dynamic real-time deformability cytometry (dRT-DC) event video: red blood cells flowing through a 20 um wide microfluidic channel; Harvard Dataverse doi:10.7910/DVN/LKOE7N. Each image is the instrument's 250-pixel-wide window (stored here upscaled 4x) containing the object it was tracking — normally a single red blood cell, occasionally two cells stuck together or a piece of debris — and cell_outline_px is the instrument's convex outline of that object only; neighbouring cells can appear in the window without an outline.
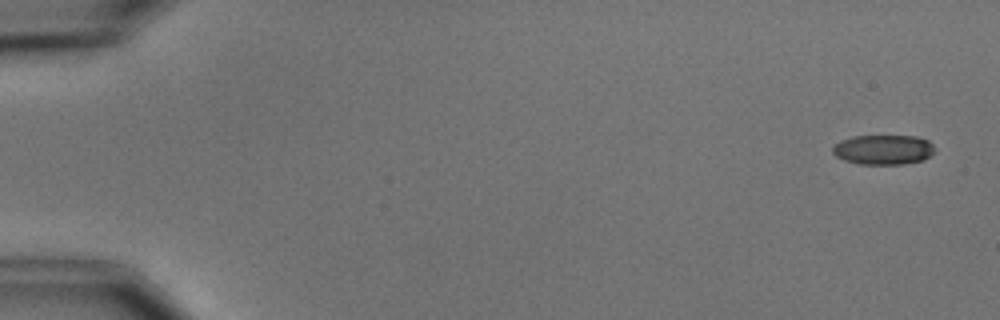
{"species": "common noctule bat (a hibernating species)", "species_latin": "Nyctalus noctula", "temperature_condition": "cold", "stored_images_in_passage": 6, "camera_frame_rate_fps": 3000, "um_per_image_px": 0.085, "animal": {"sex": "male", "body_mass_g": 15.6}, "frame": {"image": 1, "passage_image": 1, "time_ms": 0.0, "image_size_px": [1000, 320], "cell_outline_px": [[936, 148], [924, 160], [904, 164], [860, 164], [844, 160], [836, 156], [832, 152], [832, 148], [840, 140], [852, 136], [916, 136], [928, 140]], "centroid_in_image_um": [75.08, 12.72], "position_along_channel_um": 9.9, "area_um2": 17.74}}
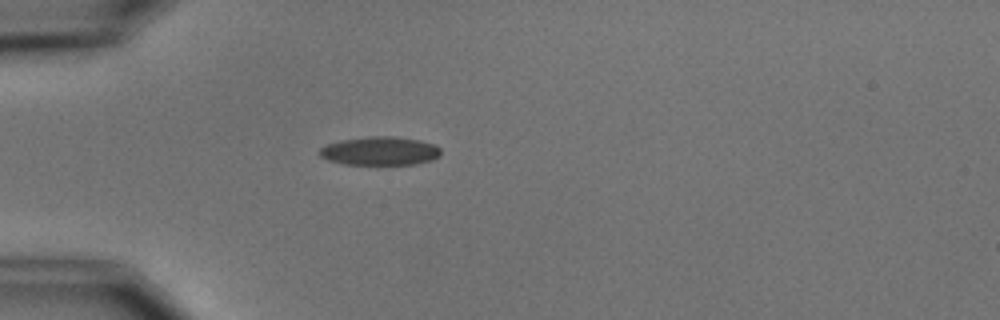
{"frame": {"image": 2, "passage_image": 5, "time_ms": 4.667, "image_size_px": [1000, 320], "cell_outline_px": [[440, 156], [432, 160], [416, 164], [344, 164], [328, 160], [320, 156], [316, 152], [324, 144], [340, 140], [368, 136], [396, 136], [420, 140], [436, 144], [440, 148]], "centroid_in_image_um": [32.28, 12.82], "position_along_channel_um": 52.7, "area_um2": 20.52}}